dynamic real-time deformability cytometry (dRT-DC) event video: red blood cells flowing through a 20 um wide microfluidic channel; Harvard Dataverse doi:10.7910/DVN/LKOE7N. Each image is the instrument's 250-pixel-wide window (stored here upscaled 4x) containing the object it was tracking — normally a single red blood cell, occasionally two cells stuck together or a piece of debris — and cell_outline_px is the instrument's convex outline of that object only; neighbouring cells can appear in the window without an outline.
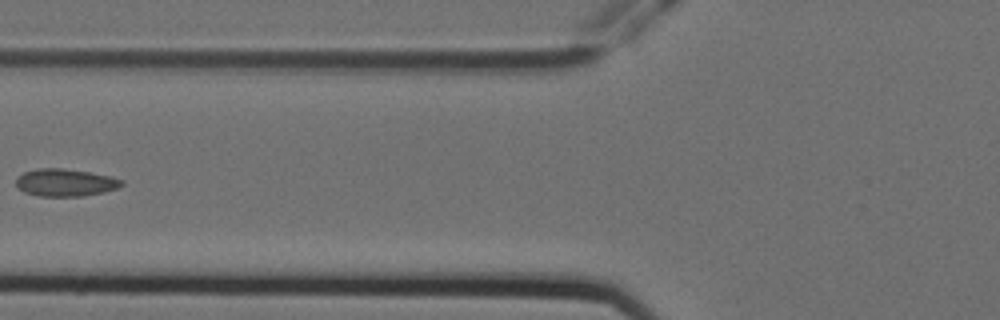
{"species": "Egyptian fruit bat (a non-hibernating species)", "species_latin": "Rousettus aegyptiacus", "temperature_condition": "cold", "stored_images_in_passage": 5, "camera_frame_rate_fps": 3000, "um_per_image_px": 0.085, "animal": {"sex": "female"}, "frame": {"image": 1, "passage_image": 5, "time_ms": 1.333, "image_size_px": [1000, 320], "cell_outline_px": [[124, 184], [116, 188], [104, 192], [84, 196], [40, 196], [24, 192], [16, 184], [16, 176], [24, 172], [36, 168], [64, 168], [112, 176], [124, 180]], "centroid_in_image_um": [5.56, 15.51], "position_along_channel_um": 120.2, "area_um2": 16.99}}